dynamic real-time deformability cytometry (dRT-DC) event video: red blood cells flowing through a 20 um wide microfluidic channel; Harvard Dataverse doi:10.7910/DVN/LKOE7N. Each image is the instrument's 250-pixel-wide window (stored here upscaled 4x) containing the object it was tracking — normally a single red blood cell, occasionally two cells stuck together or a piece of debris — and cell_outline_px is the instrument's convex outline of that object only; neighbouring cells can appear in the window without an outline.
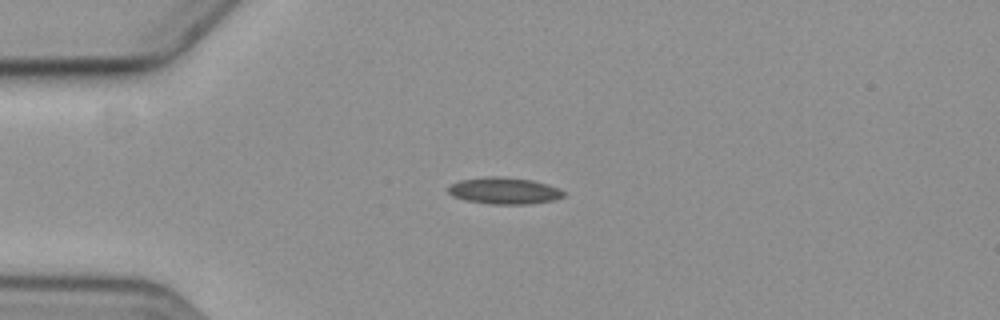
{"species": "common noctule bat (a hibernating species)", "species_latin": "Nyctalus noctula", "temperature_condition": "cold", "stored_images_in_passage": 4, "camera_frame_rate_fps": 3000, "um_per_image_px": 0.085, "animal": {"sex": "female", "body_mass_g": 19.3, "forearm_length_mm": 54.1}, "frame": {"image": 1, "passage_image": 3, "time_ms": 2.333, "image_size_px": [1000, 320], "cell_outline_px": [[564, 196], [552, 200], [528, 204], [492, 204], [468, 200], [452, 196], [448, 192], [448, 188], [452, 184], [460, 180], [488, 176], [500, 176], [532, 180], [548, 184], [564, 192]], "centroid_in_image_um": [42.84, 16.2], "position_along_channel_um": 42.2, "area_um2": 17.69}}